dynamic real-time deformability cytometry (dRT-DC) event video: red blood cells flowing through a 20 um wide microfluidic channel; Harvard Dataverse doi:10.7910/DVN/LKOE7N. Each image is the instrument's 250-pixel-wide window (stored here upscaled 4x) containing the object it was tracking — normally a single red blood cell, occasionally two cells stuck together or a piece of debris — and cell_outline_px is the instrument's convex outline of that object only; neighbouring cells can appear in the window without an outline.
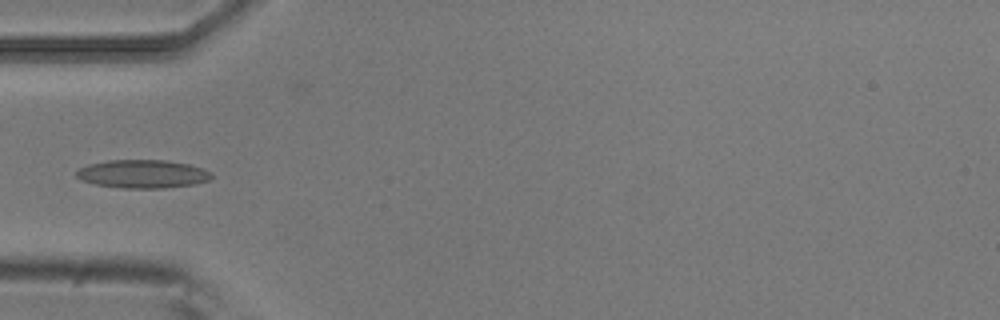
{"species": "common noctule bat (a hibernating species)", "species_latin": "Nyctalus noctula", "temperature_condition": "room temperature", "stored_images_in_passage": 5, "camera_frame_rate_fps": 3000, "um_per_image_px": 0.085, "animal": {"sex": "male", "body_mass_g": 20.5, "forearm_length_mm": 52.5}, "frame": {"image": 1, "passage_image": 5, "time_ms": 1.333, "image_size_px": [1000, 320], "cell_outline_px": [[212, 176], [208, 180], [196, 184], [164, 188], [120, 188], [96, 184], [80, 180], [76, 176], [76, 172], [80, 168], [88, 164], [108, 160], [168, 160], [188, 164], [212, 172]], "centroid_in_image_um": [12.11, 14.78], "position_along_channel_um": 72.9, "area_um2": 22.31}}